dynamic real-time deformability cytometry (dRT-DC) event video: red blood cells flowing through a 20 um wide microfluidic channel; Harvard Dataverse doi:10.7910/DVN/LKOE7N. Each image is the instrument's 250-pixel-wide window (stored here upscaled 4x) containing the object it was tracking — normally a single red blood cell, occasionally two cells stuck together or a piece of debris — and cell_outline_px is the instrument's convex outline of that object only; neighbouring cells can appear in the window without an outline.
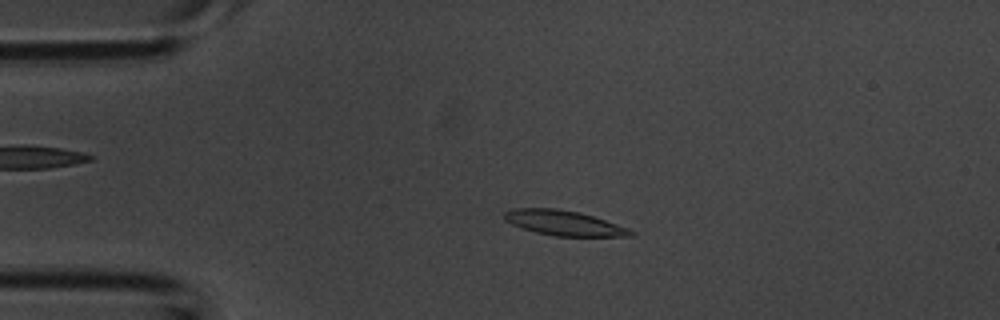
{"species": "common noctule bat (a hibernating species)", "species_latin": "Nyctalus noctula", "temperature_condition": "room temperature", "stored_images_in_passage": 38, "camera_frame_rate_fps": 3000, "um_per_image_px": 0.085, "animal": {"sex": "male", "body_mass_g": 20.1, "forearm_length_mm": 53.5}, "frame": {"image": 1, "passage_image": 5, "time_ms": 1.333, "image_size_px": [1000, 320], "cell_outline_px": [[636, 236], [552, 236], [536, 232], [512, 224], [504, 220], [504, 212], [512, 208], [556, 208], [580, 212], [628, 228], [636, 232]], "centroid_in_image_um": [47.93, 18.95], "position_along_channel_um": 37.1, "area_um2": 18.38}}
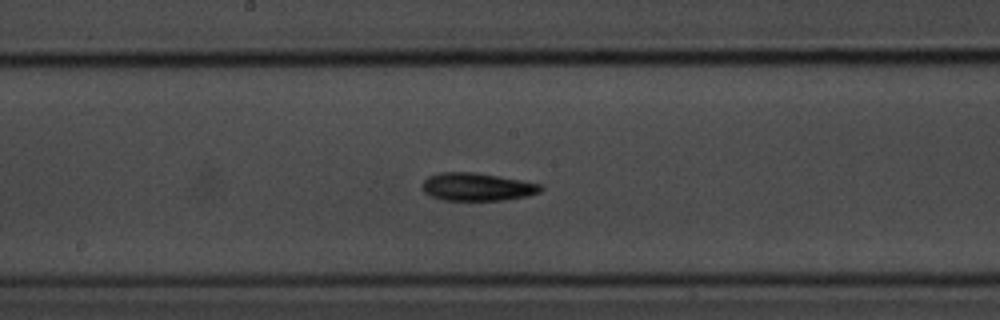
{"frame": {"image": 2, "passage_image": 18, "time_ms": 5.667, "image_size_px": [1000, 320], "cell_outline_px": [[544, 188], [540, 192], [528, 196], [504, 200], [444, 200], [432, 196], [424, 192], [420, 188], [420, 184], [428, 176], [440, 172], [476, 172], [500, 176], [540, 184]], "centroid_in_image_um": [40.53, 15.88], "position_along_channel_um": 207.7, "area_um2": 19.42}}
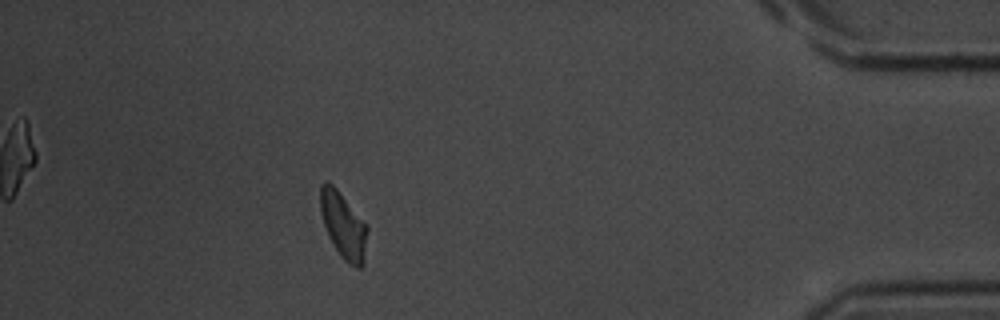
{"frame": {"image": 3, "passage_image": 34, "time_ms": 11.0, "image_size_px": [1000, 320], "cell_outline_px": [[368, 228], [364, 264], [360, 268], [356, 268], [348, 264], [340, 256], [332, 244], [328, 236], [320, 212], [320, 184], [324, 180], [328, 180], [336, 188]], "centroid_in_image_um": [29.16, 19.18], "position_along_channel_um": 406.0, "area_um2": 18.09}}